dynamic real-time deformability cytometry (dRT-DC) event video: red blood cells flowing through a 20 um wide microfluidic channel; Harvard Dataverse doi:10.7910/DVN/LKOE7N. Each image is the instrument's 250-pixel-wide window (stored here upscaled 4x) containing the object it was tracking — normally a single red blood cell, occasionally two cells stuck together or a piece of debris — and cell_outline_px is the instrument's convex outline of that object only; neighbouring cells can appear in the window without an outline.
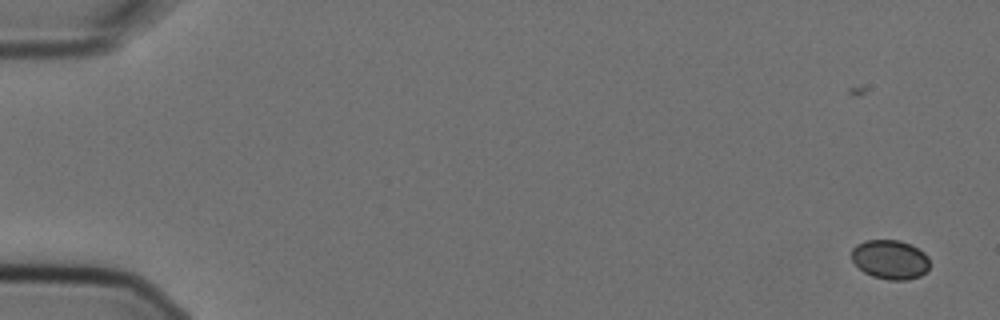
{"species": "Egyptian fruit bat (a non-hibernating species)", "species_latin": "Rousettus aegyptiacus", "temperature_condition": "cold", "stored_images_in_passage": 9, "camera_frame_rate_fps": 3000, "um_per_image_px": 0.085, "animal": {"sex": "female"}, "frame": {"image": 1, "passage_image": 2, "time_ms": 0.333, "image_size_px": [1000, 320], "cell_outline_px": [[928, 268], [920, 276], [908, 280], [888, 280], [872, 276], [864, 272], [852, 260], [852, 248], [856, 244], [864, 240], [900, 240], [924, 252], [928, 256]], "centroid_in_image_um": [75.64, 22.06], "position_along_channel_um": 9.4, "area_um2": 17.8}}
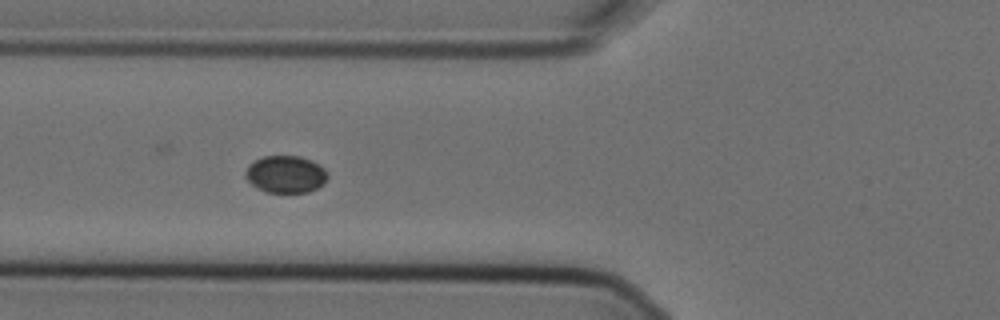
{"frame": {"image": 2, "passage_image": 7, "time_ms": 2.0, "image_size_px": [1000, 320], "cell_outline_px": [[328, 176], [324, 184], [308, 192], [264, 192], [256, 188], [244, 176], [244, 172], [248, 164], [264, 156], [300, 156], [312, 160], [324, 168], [328, 172]], "centroid_in_image_um": [24.27, 14.81], "position_along_channel_um": 101.5, "area_um2": 17.98}}
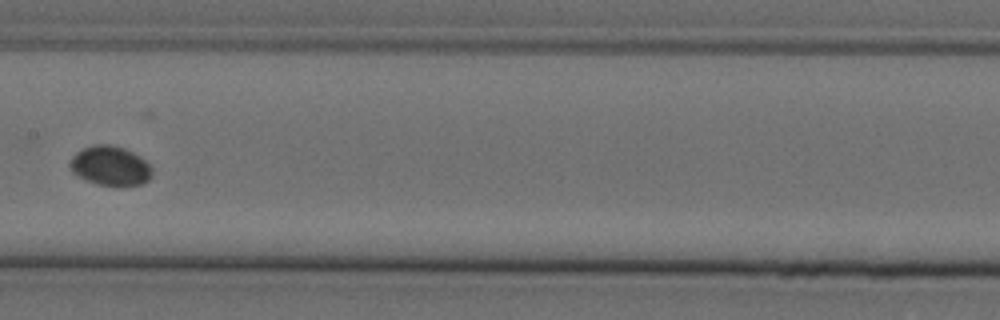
{"frame": {"image": 3, "passage_image": 9, "time_ms": 2.667, "image_size_px": [1000, 320], "cell_outline_px": [[152, 176], [148, 180], [140, 184], [96, 184], [84, 180], [76, 176], [72, 172], [68, 164], [72, 156], [76, 152], [92, 144], [112, 144], [124, 148], [140, 156], [152, 168]], "centroid_in_image_um": [9.32, 14.07], "position_along_channel_um": 198.1, "area_um2": 18.84}}